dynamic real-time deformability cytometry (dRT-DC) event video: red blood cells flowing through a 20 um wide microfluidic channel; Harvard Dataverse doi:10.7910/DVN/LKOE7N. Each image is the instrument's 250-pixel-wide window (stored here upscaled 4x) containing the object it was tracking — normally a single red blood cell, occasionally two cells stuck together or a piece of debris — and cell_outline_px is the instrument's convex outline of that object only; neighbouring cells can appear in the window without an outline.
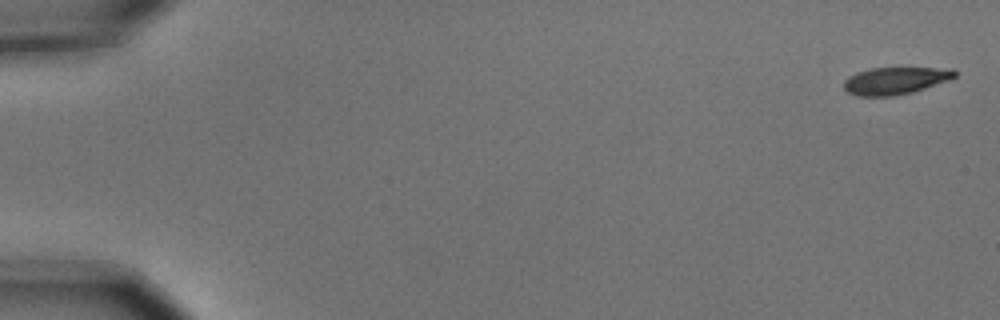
{"species": "common noctule bat (a hibernating species)", "species_latin": "Nyctalus noctula", "temperature_condition": "cold", "stored_images_in_passage": 7, "camera_frame_rate_fps": 3000, "um_per_image_px": 0.085, "animal": {"sex": "male", "body_mass_g": 15.6}, "frame": {"image": 1, "passage_image": 1, "time_ms": 0.0, "image_size_px": [1000, 320], "cell_outline_px": [[956, 76], [948, 80], [912, 92], [892, 96], [856, 96], [848, 92], [844, 88], [844, 80], [848, 76], [856, 72], [872, 68], [952, 68], [956, 72]], "centroid_in_image_um": [76.06, 6.85], "position_along_channel_um": 8.9, "area_um2": 17.51}}
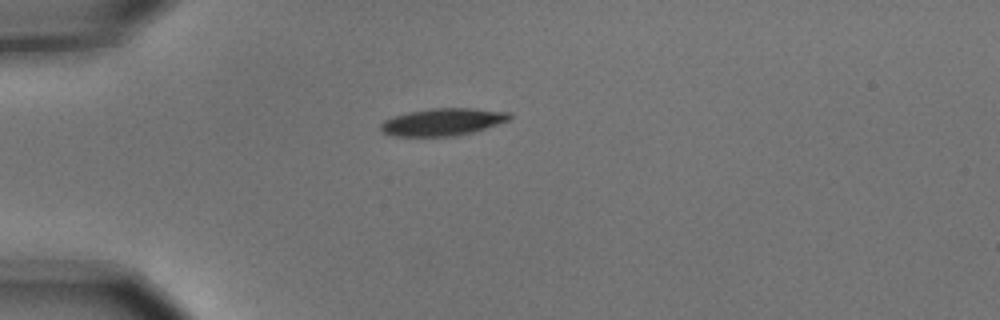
{"frame": {"image": 2, "passage_image": 5, "time_ms": 1.333, "image_size_px": [1000, 320], "cell_outline_px": [[512, 116], [508, 120], [472, 132], [452, 136], [396, 136], [384, 132], [380, 128], [380, 124], [384, 120], [392, 116], [408, 112], [432, 108], [472, 108], [512, 112]], "centroid_in_image_um": [37.62, 10.35], "position_along_channel_um": 47.4, "area_um2": 20.35}}
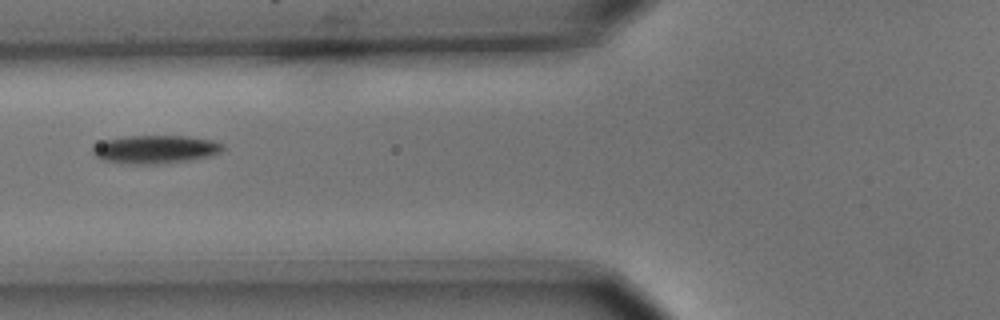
{"frame": {"image": 3, "passage_image": 7, "time_ms": 2.0, "image_size_px": [1000, 320], "cell_outline_px": [[224, 148], [220, 152], [212, 156], [188, 160], [156, 164], [132, 164], [100, 160], [92, 152], [92, 144], [104, 140], [124, 136], [188, 136], [212, 140], [224, 144]], "centroid_in_image_um": [13.17, 12.69], "position_along_channel_um": 112.6, "area_um2": 21.62}}